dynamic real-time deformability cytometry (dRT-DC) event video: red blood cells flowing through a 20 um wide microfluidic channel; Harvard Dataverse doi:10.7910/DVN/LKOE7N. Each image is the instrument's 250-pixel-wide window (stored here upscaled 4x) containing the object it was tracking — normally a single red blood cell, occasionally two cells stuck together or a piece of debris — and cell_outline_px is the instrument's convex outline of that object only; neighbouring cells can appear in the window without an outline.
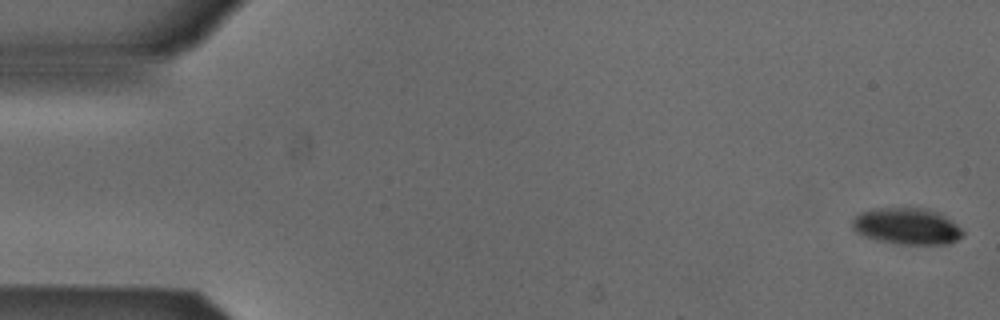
{"species": "Egyptian fruit bat (a non-hibernating species)", "species_latin": "Rousettus aegyptiacus", "temperature_condition": "cold", "stored_images_in_passage": 12, "camera_frame_rate_fps": 3000, "um_per_image_px": 0.085, "animal": {"sex": "male"}, "frame": {"image": 1, "passage_image": 1, "time_ms": 0.0, "image_size_px": [1000, 320], "cell_outline_px": [[964, 232], [956, 240], [948, 244], [900, 244], [876, 240], [856, 232], [852, 228], [852, 220], [860, 212], [880, 208], [916, 208], [940, 212], [956, 224]], "centroid_in_image_um": [77.07, 19.23], "position_along_channel_um": 7.9, "area_um2": 23.24}}